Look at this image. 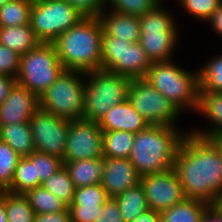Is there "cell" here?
I'll return each instance as SVG.
<instances>
[{
    "instance_id": "cell-1",
    "label": "cell",
    "mask_w": 222,
    "mask_h": 222,
    "mask_svg": "<svg viewBox=\"0 0 222 222\" xmlns=\"http://www.w3.org/2000/svg\"><path fill=\"white\" fill-rule=\"evenodd\" d=\"M173 169L186 198L212 205L222 196V141L187 130Z\"/></svg>"
},
{
    "instance_id": "cell-2",
    "label": "cell",
    "mask_w": 222,
    "mask_h": 222,
    "mask_svg": "<svg viewBox=\"0 0 222 222\" xmlns=\"http://www.w3.org/2000/svg\"><path fill=\"white\" fill-rule=\"evenodd\" d=\"M177 127L149 125L134 135L128 159L141 177L173 169L176 155L187 134Z\"/></svg>"
},
{
    "instance_id": "cell-3",
    "label": "cell",
    "mask_w": 222,
    "mask_h": 222,
    "mask_svg": "<svg viewBox=\"0 0 222 222\" xmlns=\"http://www.w3.org/2000/svg\"><path fill=\"white\" fill-rule=\"evenodd\" d=\"M103 26L99 17H84L53 42L64 70L101 69Z\"/></svg>"
},
{
    "instance_id": "cell-4",
    "label": "cell",
    "mask_w": 222,
    "mask_h": 222,
    "mask_svg": "<svg viewBox=\"0 0 222 222\" xmlns=\"http://www.w3.org/2000/svg\"><path fill=\"white\" fill-rule=\"evenodd\" d=\"M154 62L143 78L182 113L199 108V70H185L175 62Z\"/></svg>"
},
{
    "instance_id": "cell-5",
    "label": "cell",
    "mask_w": 222,
    "mask_h": 222,
    "mask_svg": "<svg viewBox=\"0 0 222 222\" xmlns=\"http://www.w3.org/2000/svg\"><path fill=\"white\" fill-rule=\"evenodd\" d=\"M84 74L83 119L99 122L112 107L128 100L132 79L101 69Z\"/></svg>"
},
{
    "instance_id": "cell-6",
    "label": "cell",
    "mask_w": 222,
    "mask_h": 222,
    "mask_svg": "<svg viewBox=\"0 0 222 222\" xmlns=\"http://www.w3.org/2000/svg\"><path fill=\"white\" fill-rule=\"evenodd\" d=\"M162 5L161 2L139 17L141 35L138 43L152 63L173 60L174 50L179 44V25H176L173 15L165 11Z\"/></svg>"
},
{
    "instance_id": "cell-7",
    "label": "cell",
    "mask_w": 222,
    "mask_h": 222,
    "mask_svg": "<svg viewBox=\"0 0 222 222\" xmlns=\"http://www.w3.org/2000/svg\"><path fill=\"white\" fill-rule=\"evenodd\" d=\"M85 74L63 70L50 87L39 96V109L69 121L83 119Z\"/></svg>"
},
{
    "instance_id": "cell-8",
    "label": "cell",
    "mask_w": 222,
    "mask_h": 222,
    "mask_svg": "<svg viewBox=\"0 0 222 222\" xmlns=\"http://www.w3.org/2000/svg\"><path fill=\"white\" fill-rule=\"evenodd\" d=\"M63 70L54 44L39 43L20 56L16 82L39 97Z\"/></svg>"
},
{
    "instance_id": "cell-9",
    "label": "cell",
    "mask_w": 222,
    "mask_h": 222,
    "mask_svg": "<svg viewBox=\"0 0 222 222\" xmlns=\"http://www.w3.org/2000/svg\"><path fill=\"white\" fill-rule=\"evenodd\" d=\"M101 70L130 79L144 78L152 62L138 42L102 34Z\"/></svg>"
},
{
    "instance_id": "cell-10",
    "label": "cell",
    "mask_w": 222,
    "mask_h": 222,
    "mask_svg": "<svg viewBox=\"0 0 222 222\" xmlns=\"http://www.w3.org/2000/svg\"><path fill=\"white\" fill-rule=\"evenodd\" d=\"M84 17L64 0H41L33 2L30 24L40 43H53Z\"/></svg>"
},
{
    "instance_id": "cell-11",
    "label": "cell",
    "mask_w": 222,
    "mask_h": 222,
    "mask_svg": "<svg viewBox=\"0 0 222 222\" xmlns=\"http://www.w3.org/2000/svg\"><path fill=\"white\" fill-rule=\"evenodd\" d=\"M128 101L150 125L176 126L181 112L143 78L132 79Z\"/></svg>"
},
{
    "instance_id": "cell-12",
    "label": "cell",
    "mask_w": 222,
    "mask_h": 222,
    "mask_svg": "<svg viewBox=\"0 0 222 222\" xmlns=\"http://www.w3.org/2000/svg\"><path fill=\"white\" fill-rule=\"evenodd\" d=\"M69 120L39 109L29 121L35 151L47 153L63 160Z\"/></svg>"
},
{
    "instance_id": "cell-13",
    "label": "cell",
    "mask_w": 222,
    "mask_h": 222,
    "mask_svg": "<svg viewBox=\"0 0 222 222\" xmlns=\"http://www.w3.org/2000/svg\"><path fill=\"white\" fill-rule=\"evenodd\" d=\"M103 135L98 122L78 119L69 122L63 163L103 158Z\"/></svg>"
},
{
    "instance_id": "cell-14",
    "label": "cell",
    "mask_w": 222,
    "mask_h": 222,
    "mask_svg": "<svg viewBox=\"0 0 222 222\" xmlns=\"http://www.w3.org/2000/svg\"><path fill=\"white\" fill-rule=\"evenodd\" d=\"M149 209L162 212L186 199L174 169L141 177Z\"/></svg>"
},
{
    "instance_id": "cell-15",
    "label": "cell",
    "mask_w": 222,
    "mask_h": 222,
    "mask_svg": "<svg viewBox=\"0 0 222 222\" xmlns=\"http://www.w3.org/2000/svg\"><path fill=\"white\" fill-rule=\"evenodd\" d=\"M140 182L141 176L128 158L103 157L100 184L109 198H114Z\"/></svg>"
},
{
    "instance_id": "cell-16",
    "label": "cell",
    "mask_w": 222,
    "mask_h": 222,
    "mask_svg": "<svg viewBox=\"0 0 222 222\" xmlns=\"http://www.w3.org/2000/svg\"><path fill=\"white\" fill-rule=\"evenodd\" d=\"M39 110V97L17 82L0 105V126L29 122Z\"/></svg>"
},
{
    "instance_id": "cell-17",
    "label": "cell",
    "mask_w": 222,
    "mask_h": 222,
    "mask_svg": "<svg viewBox=\"0 0 222 222\" xmlns=\"http://www.w3.org/2000/svg\"><path fill=\"white\" fill-rule=\"evenodd\" d=\"M102 131H127L136 134L150 124L126 100L112 107L98 122Z\"/></svg>"
},
{
    "instance_id": "cell-18",
    "label": "cell",
    "mask_w": 222,
    "mask_h": 222,
    "mask_svg": "<svg viewBox=\"0 0 222 222\" xmlns=\"http://www.w3.org/2000/svg\"><path fill=\"white\" fill-rule=\"evenodd\" d=\"M99 19L103 26V33L130 43L139 42L141 35L139 17L120 14L111 10L100 13Z\"/></svg>"
},
{
    "instance_id": "cell-19",
    "label": "cell",
    "mask_w": 222,
    "mask_h": 222,
    "mask_svg": "<svg viewBox=\"0 0 222 222\" xmlns=\"http://www.w3.org/2000/svg\"><path fill=\"white\" fill-rule=\"evenodd\" d=\"M198 114L207 118L209 127L205 130H190L196 135L217 138L222 137V92H200ZM211 123V124H210Z\"/></svg>"
},
{
    "instance_id": "cell-20",
    "label": "cell",
    "mask_w": 222,
    "mask_h": 222,
    "mask_svg": "<svg viewBox=\"0 0 222 222\" xmlns=\"http://www.w3.org/2000/svg\"><path fill=\"white\" fill-rule=\"evenodd\" d=\"M75 188L101 183L103 158L63 163Z\"/></svg>"
},
{
    "instance_id": "cell-21",
    "label": "cell",
    "mask_w": 222,
    "mask_h": 222,
    "mask_svg": "<svg viewBox=\"0 0 222 222\" xmlns=\"http://www.w3.org/2000/svg\"><path fill=\"white\" fill-rule=\"evenodd\" d=\"M0 140L6 142L21 157L29 156L35 151L29 122L0 126Z\"/></svg>"
},
{
    "instance_id": "cell-22",
    "label": "cell",
    "mask_w": 222,
    "mask_h": 222,
    "mask_svg": "<svg viewBox=\"0 0 222 222\" xmlns=\"http://www.w3.org/2000/svg\"><path fill=\"white\" fill-rule=\"evenodd\" d=\"M39 43L31 24L0 27V44L12 49L20 56L34 49Z\"/></svg>"
},
{
    "instance_id": "cell-23",
    "label": "cell",
    "mask_w": 222,
    "mask_h": 222,
    "mask_svg": "<svg viewBox=\"0 0 222 222\" xmlns=\"http://www.w3.org/2000/svg\"><path fill=\"white\" fill-rule=\"evenodd\" d=\"M211 204L186 198L181 203L161 212V222H200Z\"/></svg>"
},
{
    "instance_id": "cell-24",
    "label": "cell",
    "mask_w": 222,
    "mask_h": 222,
    "mask_svg": "<svg viewBox=\"0 0 222 222\" xmlns=\"http://www.w3.org/2000/svg\"><path fill=\"white\" fill-rule=\"evenodd\" d=\"M124 222H131L149 209L141 183L114 197Z\"/></svg>"
},
{
    "instance_id": "cell-25",
    "label": "cell",
    "mask_w": 222,
    "mask_h": 222,
    "mask_svg": "<svg viewBox=\"0 0 222 222\" xmlns=\"http://www.w3.org/2000/svg\"><path fill=\"white\" fill-rule=\"evenodd\" d=\"M103 157L129 158L134 142V133L127 131H102Z\"/></svg>"
},
{
    "instance_id": "cell-26",
    "label": "cell",
    "mask_w": 222,
    "mask_h": 222,
    "mask_svg": "<svg viewBox=\"0 0 222 222\" xmlns=\"http://www.w3.org/2000/svg\"><path fill=\"white\" fill-rule=\"evenodd\" d=\"M42 186L36 177L35 164L26 156L20 157L12 179L11 186L6 190L14 194H25L28 190Z\"/></svg>"
},
{
    "instance_id": "cell-27",
    "label": "cell",
    "mask_w": 222,
    "mask_h": 222,
    "mask_svg": "<svg viewBox=\"0 0 222 222\" xmlns=\"http://www.w3.org/2000/svg\"><path fill=\"white\" fill-rule=\"evenodd\" d=\"M32 7V0H9L0 8V27L30 24Z\"/></svg>"
},
{
    "instance_id": "cell-28",
    "label": "cell",
    "mask_w": 222,
    "mask_h": 222,
    "mask_svg": "<svg viewBox=\"0 0 222 222\" xmlns=\"http://www.w3.org/2000/svg\"><path fill=\"white\" fill-rule=\"evenodd\" d=\"M24 195L28 198L30 206L35 214L60 212L68 208L61 199L43 186L30 189Z\"/></svg>"
},
{
    "instance_id": "cell-29",
    "label": "cell",
    "mask_w": 222,
    "mask_h": 222,
    "mask_svg": "<svg viewBox=\"0 0 222 222\" xmlns=\"http://www.w3.org/2000/svg\"><path fill=\"white\" fill-rule=\"evenodd\" d=\"M208 62V63H207ZM199 70V92H222V54L215 55Z\"/></svg>"
},
{
    "instance_id": "cell-30",
    "label": "cell",
    "mask_w": 222,
    "mask_h": 222,
    "mask_svg": "<svg viewBox=\"0 0 222 222\" xmlns=\"http://www.w3.org/2000/svg\"><path fill=\"white\" fill-rule=\"evenodd\" d=\"M7 222H34L35 212L24 194L5 191Z\"/></svg>"
},
{
    "instance_id": "cell-31",
    "label": "cell",
    "mask_w": 222,
    "mask_h": 222,
    "mask_svg": "<svg viewBox=\"0 0 222 222\" xmlns=\"http://www.w3.org/2000/svg\"><path fill=\"white\" fill-rule=\"evenodd\" d=\"M42 186L52 194H55L68 207L72 204L75 187L65 166L51 175L42 183Z\"/></svg>"
},
{
    "instance_id": "cell-32",
    "label": "cell",
    "mask_w": 222,
    "mask_h": 222,
    "mask_svg": "<svg viewBox=\"0 0 222 222\" xmlns=\"http://www.w3.org/2000/svg\"><path fill=\"white\" fill-rule=\"evenodd\" d=\"M163 0H107L106 9L140 17L153 10Z\"/></svg>"
},
{
    "instance_id": "cell-33",
    "label": "cell",
    "mask_w": 222,
    "mask_h": 222,
    "mask_svg": "<svg viewBox=\"0 0 222 222\" xmlns=\"http://www.w3.org/2000/svg\"><path fill=\"white\" fill-rule=\"evenodd\" d=\"M20 157L6 142L0 140V191H6L11 186Z\"/></svg>"
},
{
    "instance_id": "cell-34",
    "label": "cell",
    "mask_w": 222,
    "mask_h": 222,
    "mask_svg": "<svg viewBox=\"0 0 222 222\" xmlns=\"http://www.w3.org/2000/svg\"><path fill=\"white\" fill-rule=\"evenodd\" d=\"M27 157L35 164L36 177H39L41 183L64 166L61 158L39 151H34Z\"/></svg>"
},
{
    "instance_id": "cell-35",
    "label": "cell",
    "mask_w": 222,
    "mask_h": 222,
    "mask_svg": "<svg viewBox=\"0 0 222 222\" xmlns=\"http://www.w3.org/2000/svg\"><path fill=\"white\" fill-rule=\"evenodd\" d=\"M193 18L206 22L212 17L222 0H177Z\"/></svg>"
},
{
    "instance_id": "cell-36",
    "label": "cell",
    "mask_w": 222,
    "mask_h": 222,
    "mask_svg": "<svg viewBox=\"0 0 222 222\" xmlns=\"http://www.w3.org/2000/svg\"><path fill=\"white\" fill-rule=\"evenodd\" d=\"M108 198L106 190L98 183L86 187L75 188L71 205H104Z\"/></svg>"
},
{
    "instance_id": "cell-37",
    "label": "cell",
    "mask_w": 222,
    "mask_h": 222,
    "mask_svg": "<svg viewBox=\"0 0 222 222\" xmlns=\"http://www.w3.org/2000/svg\"><path fill=\"white\" fill-rule=\"evenodd\" d=\"M20 55L12 49L0 44V75L17 77Z\"/></svg>"
},
{
    "instance_id": "cell-38",
    "label": "cell",
    "mask_w": 222,
    "mask_h": 222,
    "mask_svg": "<svg viewBox=\"0 0 222 222\" xmlns=\"http://www.w3.org/2000/svg\"><path fill=\"white\" fill-rule=\"evenodd\" d=\"M68 209L71 222H95L103 205H70Z\"/></svg>"
},
{
    "instance_id": "cell-39",
    "label": "cell",
    "mask_w": 222,
    "mask_h": 222,
    "mask_svg": "<svg viewBox=\"0 0 222 222\" xmlns=\"http://www.w3.org/2000/svg\"><path fill=\"white\" fill-rule=\"evenodd\" d=\"M85 17H99L106 10L107 0H64Z\"/></svg>"
},
{
    "instance_id": "cell-40",
    "label": "cell",
    "mask_w": 222,
    "mask_h": 222,
    "mask_svg": "<svg viewBox=\"0 0 222 222\" xmlns=\"http://www.w3.org/2000/svg\"><path fill=\"white\" fill-rule=\"evenodd\" d=\"M95 222H124L114 198H108L104 203L102 213L98 215Z\"/></svg>"
},
{
    "instance_id": "cell-41",
    "label": "cell",
    "mask_w": 222,
    "mask_h": 222,
    "mask_svg": "<svg viewBox=\"0 0 222 222\" xmlns=\"http://www.w3.org/2000/svg\"><path fill=\"white\" fill-rule=\"evenodd\" d=\"M34 222H71L70 212L67 208L60 212L35 214Z\"/></svg>"
},
{
    "instance_id": "cell-42",
    "label": "cell",
    "mask_w": 222,
    "mask_h": 222,
    "mask_svg": "<svg viewBox=\"0 0 222 222\" xmlns=\"http://www.w3.org/2000/svg\"><path fill=\"white\" fill-rule=\"evenodd\" d=\"M15 83H16L15 77L0 75V105L7 98L10 89L14 86Z\"/></svg>"
},
{
    "instance_id": "cell-43",
    "label": "cell",
    "mask_w": 222,
    "mask_h": 222,
    "mask_svg": "<svg viewBox=\"0 0 222 222\" xmlns=\"http://www.w3.org/2000/svg\"><path fill=\"white\" fill-rule=\"evenodd\" d=\"M207 22L210 23L212 30L222 36V2Z\"/></svg>"
},
{
    "instance_id": "cell-44",
    "label": "cell",
    "mask_w": 222,
    "mask_h": 222,
    "mask_svg": "<svg viewBox=\"0 0 222 222\" xmlns=\"http://www.w3.org/2000/svg\"><path fill=\"white\" fill-rule=\"evenodd\" d=\"M131 222H161V212L148 209Z\"/></svg>"
},
{
    "instance_id": "cell-45",
    "label": "cell",
    "mask_w": 222,
    "mask_h": 222,
    "mask_svg": "<svg viewBox=\"0 0 222 222\" xmlns=\"http://www.w3.org/2000/svg\"><path fill=\"white\" fill-rule=\"evenodd\" d=\"M200 222H222V214L211 205L202 216Z\"/></svg>"
},
{
    "instance_id": "cell-46",
    "label": "cell",
    "mask_w": 222,
    "mask_h": 222,
    "mask_svg": "<svg viewBox=\"0 0 222 222\" xmlns=\"http://www.w3.org/2000/svg\"><path fill=\"white\" fill-rule=\"evenodd\" d=\"M0 222H7L5 209V191H0Z\"/></svg>"
},
{
    "instance_id": "cell-47",
    "label": "cell",
    "mask_w": 222,
    "mask_h": 222,
    "mask_svg": "<svg viewBox=\"0 0 222 222\" xmlns=\"http://www.w3.org/2000/svg\"><path fill=\"white\" fill-rule=\"evenodd\" d=\"M212 206L222 214V196H219Z\"/></svg>"
},
{
    "instance_id": "cell-48",
    "label": "cell",
    "mask_w": 222,
    "mask_h": 222,
    "mask_svg": "<svg viewBox=\"0 0 222 222\" xmlns=\"http://www.w3.org/2000/svg\"><path fill=\"white\" fill-rule=\"evenodd\" d=\"M9 0H0V8H2Z\"/></svg>"
}]
</instances>
